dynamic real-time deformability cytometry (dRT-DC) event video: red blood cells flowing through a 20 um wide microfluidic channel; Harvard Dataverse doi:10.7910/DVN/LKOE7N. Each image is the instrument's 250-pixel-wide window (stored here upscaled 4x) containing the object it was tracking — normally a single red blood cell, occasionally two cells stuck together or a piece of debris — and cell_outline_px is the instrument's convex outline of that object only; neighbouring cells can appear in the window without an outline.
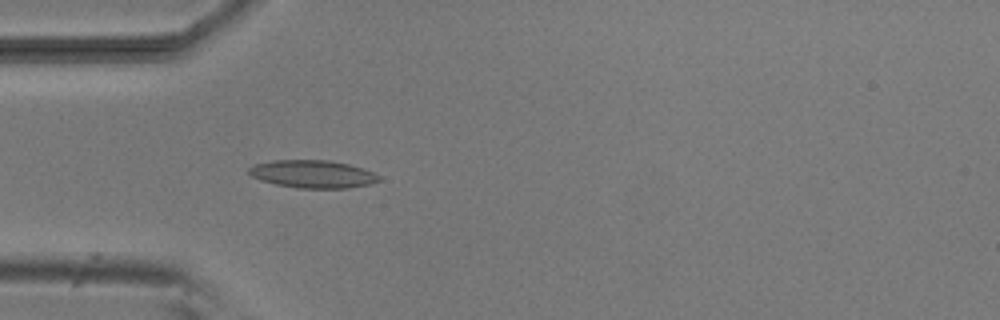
{"species": "common noctule bat (a hibernating species)", "species_latin": "Nyctalus noctula", "temperature_condition": "room temperature", "stored_images_in_passage": 38, "camera_frame_rate_fps": 3000, "um_per_image_px": 0.085, "animal": {"sex": "male", "body_mass_g": 20.5, "forearm_length_mm": 52.5}, "frame": {"image": 1, "passage_image": 1, "time_ms": 0.0, "image_size_px": [1000, 320], "cell_outline_px": [[380, 180], [372, 184], [348, 188], [296, 188], [276, 184], [260, 180], [252, 176], [248, 172], [248, 168], [256, 164], [272, 160], [328, 160], [348, 164], [372, 172], [380, 176]], "centroid_in_image_um": [26.57, 14.8], "position_along_channel_um": 58.4, "area_um2": 20.98}}
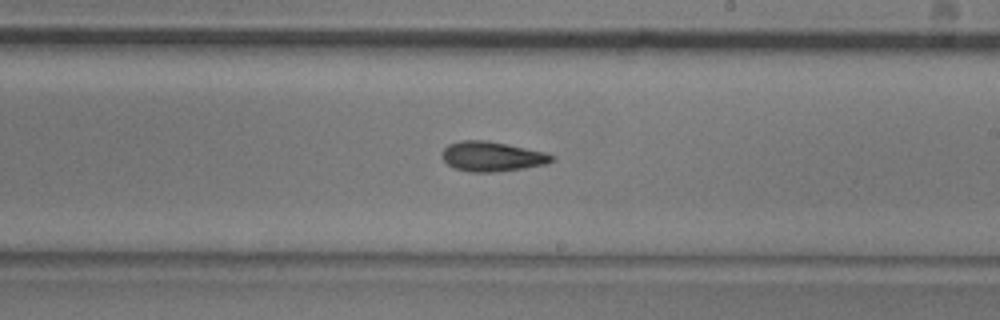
{"frame": {"image": 2, "passage_image": 16, "time_ms": 5.0, "image_size_px": [1000, 320], "cell_outline_px": [[556, 160], [548, 164], [524, 168], [496, 172], [472, 172], [452, 168], [440, 156], [440, 152], [448, 144], [460, 140], [488, 140], [508, 144], [544, 152], [556, 156]], "centroid_in_image_um": [41.82, 13.3], "position_along_channel_um": 247.2, "area_um2": 19.42}}
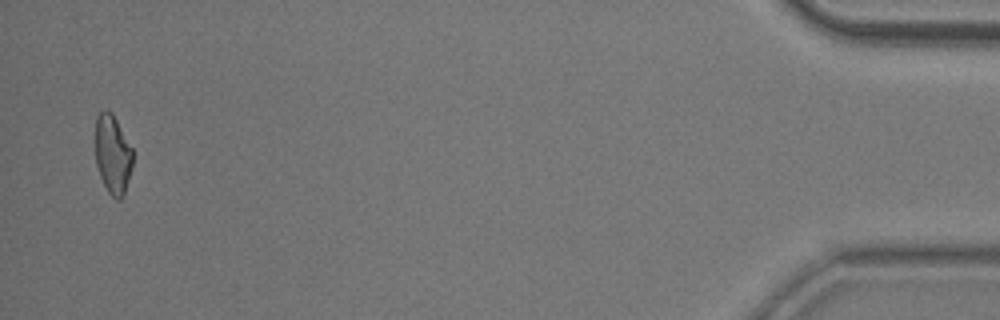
{"frame": {"image": 3, "passage_image": 37, "time_ms": 12.0, "image_size_px": [1000, 320], "cell_outline_px": [[132, 168], [124, 192], [120, 200], [116, 200], [108, 192], [100, 176], [96, 164], [96, 116], [104, 108], [112, 112], [132, 148]], "centroid_in_image_um": [9.57, 13.1], "position_along_channel_um": 425.6, "area_um2": 17.11}, "authors_computed_cell_mechanics": {"area_um2": 18.3515, "velocity_mm_per_s": 3.8209, "shape_relaxation_time_tau1_ms": 8.8869, "shape_relaxation_time_tau2_ms": 3.914, "deformation_change_tau1": 0.2011, "deformation_change_tau2": 0.133}}